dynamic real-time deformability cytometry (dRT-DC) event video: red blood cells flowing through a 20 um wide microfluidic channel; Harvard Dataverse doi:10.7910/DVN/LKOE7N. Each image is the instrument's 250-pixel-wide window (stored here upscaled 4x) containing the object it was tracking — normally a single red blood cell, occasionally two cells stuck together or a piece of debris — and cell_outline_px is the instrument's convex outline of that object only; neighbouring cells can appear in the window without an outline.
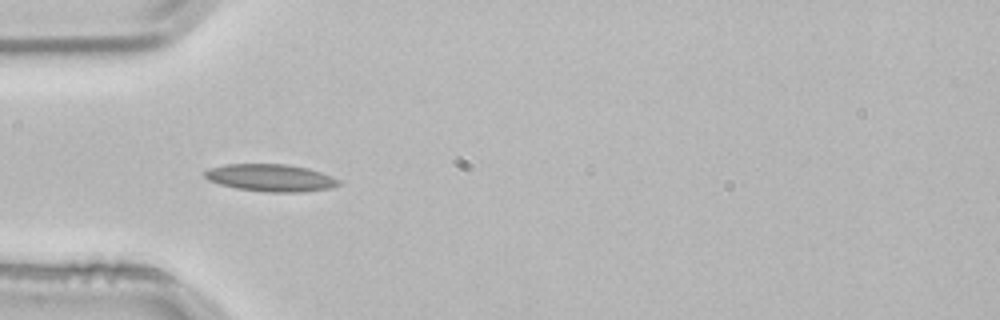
{"species": "common noctule bat (a hibernating species)", "species_latin": "Nyctalus noctula", "temperature_condition": "room temperature", "stored_images_in_passage": 4, "camera_frame_rate_fps": 3000, "um_per_image_px": 0.085, "animal": {"sex": "male", "body_mass_g": 21.5, "forearm_length_mm": 52.0}, "frame": {"image": 1, "passage_image": 4, "time_ms": 1.0, "image_size_px": [1000, 320], "cell_outline_px": [[340, 184], [328, 188], [300, 192], [264, 192], [236, 188], [220, 184], [208, 180], [204, 176], [204, 172], [208, 168], [228, 164], [288, 164], [308, 168], [332, 176], [340, 180]], "centroid_in_image_um": [22.98, 15.11], "position_along_channel_um": 62.0, "area_um2": 21.27}}